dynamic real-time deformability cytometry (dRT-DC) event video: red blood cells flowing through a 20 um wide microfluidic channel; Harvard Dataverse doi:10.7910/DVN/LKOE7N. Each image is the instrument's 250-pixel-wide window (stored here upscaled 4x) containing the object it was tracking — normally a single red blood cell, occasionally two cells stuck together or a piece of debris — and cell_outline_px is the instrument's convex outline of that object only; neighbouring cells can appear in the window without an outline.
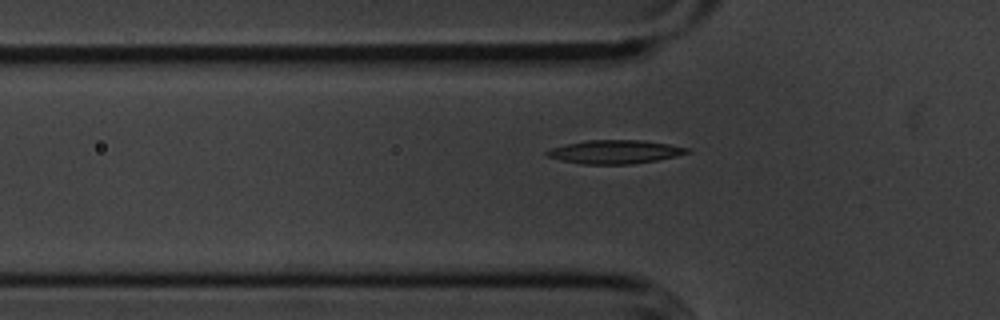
{"species": "common noctule bat (a hibernating species)", "species_latin": "Nyctalus noctula", "temperature_condition": "cold", "stored_images_in_passage": 49, "segment_of_instrument_passage": [1, 2], "camera_frame_rate_fps": 3000, "um_per_image_px": 0.085, "animal": {"sex": "male", "body_mass_g": 20.1, "forearm_length_mm": 53.5}, "frame": {"image": 1, "passage_image": 18, "time_ms": 5.667, "image_size_px": [1000, 320], "cell_outline_px": [[692, 152], [676, 156], [656, 160], [632, 164], [580, 164], [560, 160], [548, 156], [544, 152], [548, 148], [588, 140], [644, 140], [692, 148]], "centroid_in_image_um": [52.29, 12.91], "position_along_channel_um": 73.5, "area_um2": 19.36}}
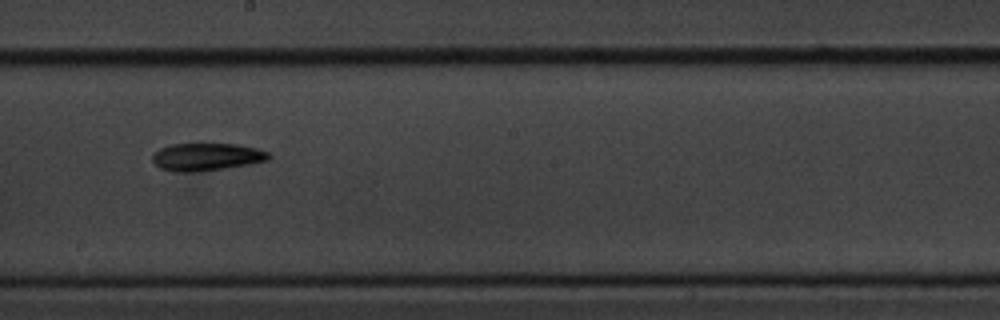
{"frame": {"image": 2, "passage_image": 31, "time_ms": 10.0, "image_size_px": [1000, 320], "cell_outline_px": [[272, 156], [268, 160], [248, 164], [224, 168], [188, 172], [176, 172], [160, 168], [152, 160], [152, 156], [160, 148], [172, 144], [236, 144], [256, 148], [268, 152]], "centroid_in_image_um": [17.56, 13.33], "position_along_channel_um": 230.6, "area_um2": 18.44}}
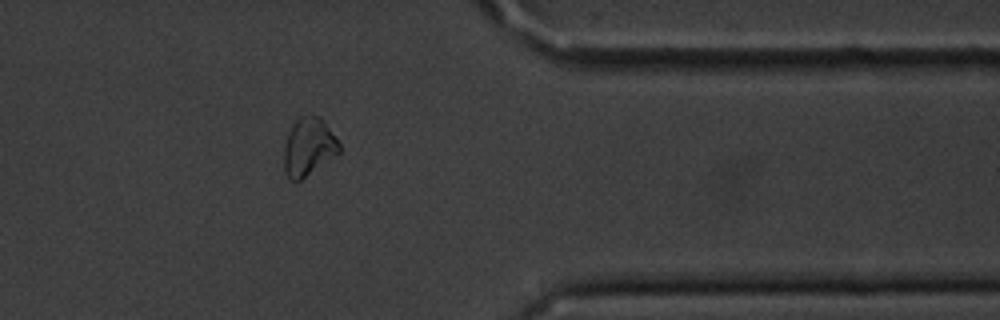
{"frame": {"image": 3, "passage_image": 45, "time_ms": 14.667, "image_size_px": [1000, 320], "cell_outline_px": [[340, 152], [300, 180], [288, 180], [284, 172], [284, 148], [292, 124], [300, 116], [312, 112], [320, 116], [324, 120], [340, 144]], "centroid_in_image_um": [26.22, 12.44], "position_along_channel_um": 385.2, "area_um2": 18.73}}